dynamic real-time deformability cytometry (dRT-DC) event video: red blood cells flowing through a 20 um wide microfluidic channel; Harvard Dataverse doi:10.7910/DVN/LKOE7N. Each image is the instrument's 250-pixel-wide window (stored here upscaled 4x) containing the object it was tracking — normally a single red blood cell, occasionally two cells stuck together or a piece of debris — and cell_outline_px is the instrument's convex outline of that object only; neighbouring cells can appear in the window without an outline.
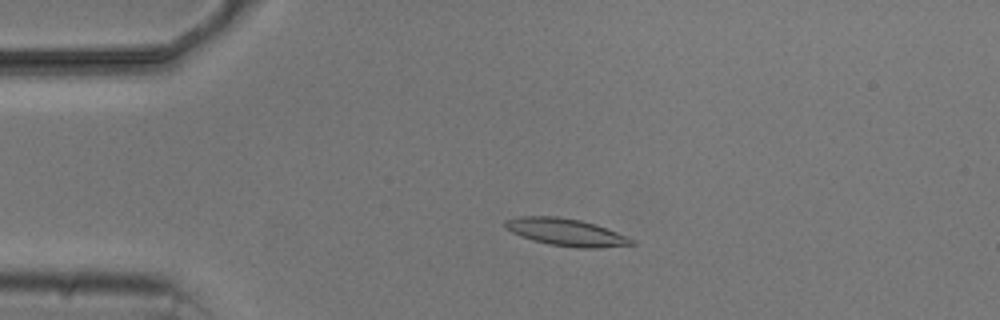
{"species": "common noctule bat (a hibernating species)", "species_latin": "Nyctalus noctula", "temperature_condition": "cold", "stored_images_in_passage": 4, "camera_frame_rate_fps": 3000, "um_per_image_px": 0.085, "animal": {"sex": "male", "body_mass_g": 20.5, "forearm_length_mm": 52.5}, "frame": {"image": 1, "passage_image": 3, "time_ms": 2.333, "image_size_px": [1000, 320], "cell_outline_px": [[636, 244], [600, 248], [580, 248], [548, 244], [532, 240], [520, 236], [504, 228], [504, 220], [520, 216], [556, 216], [580, 220], [596, 224], [628, 236], [636, 240]], "centroid_in_image_um": [48.13, 19.74], "position_along_channel_um": 36.9, "area_um2": 20.35}}